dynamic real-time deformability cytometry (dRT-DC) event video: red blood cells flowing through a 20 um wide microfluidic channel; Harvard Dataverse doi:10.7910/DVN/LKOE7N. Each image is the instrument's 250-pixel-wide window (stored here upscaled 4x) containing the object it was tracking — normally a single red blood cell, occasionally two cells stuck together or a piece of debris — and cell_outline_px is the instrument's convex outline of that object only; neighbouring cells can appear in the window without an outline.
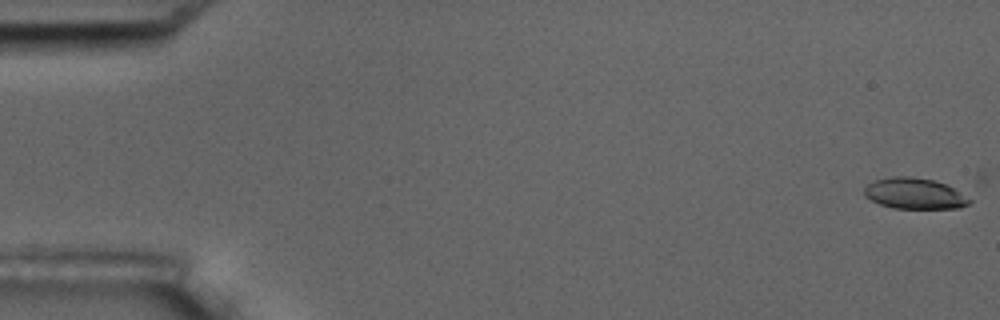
{"species": "common noctule bat (a hibernating species)", "species_latin": "Nyctalus noctula", "temperature_condition": "room temperature", "stored_images_in_passage": 2, "camera_frame_rate_fps": 3000, "um_per_image_px": 0.085, "animal": {"sex": "male", "body_mass_g": 17.5, "forearm_length_mm": 52.3}, "frame": {"image": 1, "passage_image": 1, "time_ms": 0.0, "image_size_px": [1000, 320], "cell_outline_px": [[972, 200], [968, 204], [960, 208], [892, 208], [880, 204], [864, 196], [864, 188], [872, 180], [892, 176], [908, 176], [932, 180], [944, 184], [952, 188]], "centroid_in_image_um": [77.68, 16.45], "position_along_channel_um": 7.3, "area_um2": 18.79}}